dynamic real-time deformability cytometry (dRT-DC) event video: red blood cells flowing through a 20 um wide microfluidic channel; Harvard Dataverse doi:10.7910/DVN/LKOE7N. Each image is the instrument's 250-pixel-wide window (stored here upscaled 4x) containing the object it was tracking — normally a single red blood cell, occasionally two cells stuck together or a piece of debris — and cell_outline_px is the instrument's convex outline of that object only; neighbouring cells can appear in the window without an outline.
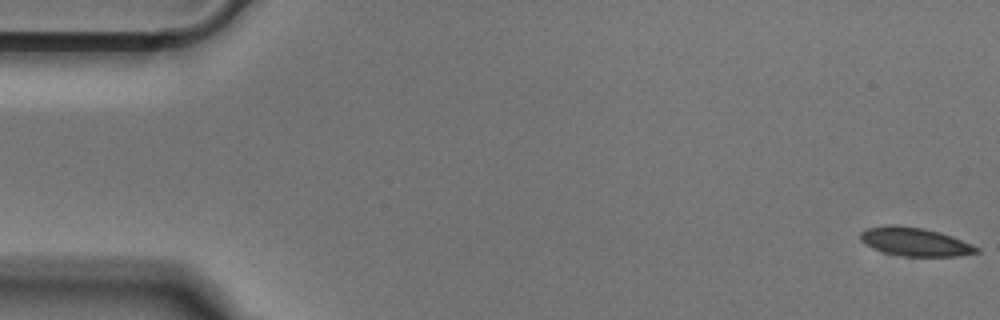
{"species": "Egyptian fruit bat (a non-hibernating species)", "species_latin": "Rousettus aegyptiacus", "temperature_condition": "cold", "stored_images_in_passage": 8, "camera_frame_rate_fps": 3000, "um_per_image_px": 0.085, "animal": {"sex": "male"}, "frame": {"image": 1, "passage_image": 1, "time_ms": 0.0, "image_size_px": [1000, 320], "cell_outline_px": [[980, 252], [956, 256], [900, 256], [884, 252], [872, 248], [864, 244], [860, 240], [860, 232], [864, 228], [888, 224], [896, 224], [924, 228], [940, 232], [952, 236], [972, 244], [980, 248]], "centroid_in_image_um": [77.73, 20.53], "position_along_channel_um": 7.3, "area_um2": 19.59}}